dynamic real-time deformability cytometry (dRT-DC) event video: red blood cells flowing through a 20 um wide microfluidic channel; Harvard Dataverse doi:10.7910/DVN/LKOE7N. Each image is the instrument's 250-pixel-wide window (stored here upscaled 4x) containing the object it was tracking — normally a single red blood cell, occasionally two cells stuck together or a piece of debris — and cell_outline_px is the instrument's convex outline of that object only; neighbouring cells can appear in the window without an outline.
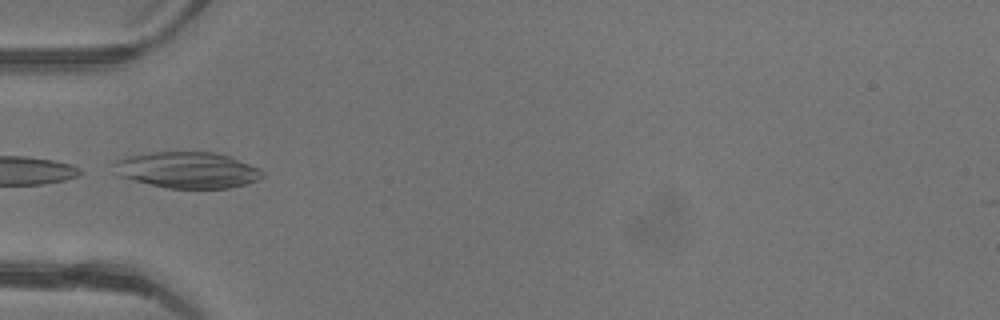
{"species": "common noctule bat (a hibernating species)", "species_latin": "Nyctalus noctula", "temperature_condition": "warm", "stored_images_in_passage": 5, "camera_frame_rate_fps": 3000, "um_per_image_px": 0.085, "animal": {"sex": "female"}, "frame": {"image": 1, "passage_image": 4, "time_ms": 1.0, "image_size_px": [1000, 320], "cell_outline_px": [[264, 176], [256, 180], [244, 184], [228, 188], [168, 188], [116, 176], [108, 164], [116, 160], [132, 156], [152, 152], [212, 152], [228, 156], [260, 168], [264, 172]], "centroid_in_image_um": [15.86, 14.45], "position_along_channel_um": 69.1, "area_um2": 31.33}}
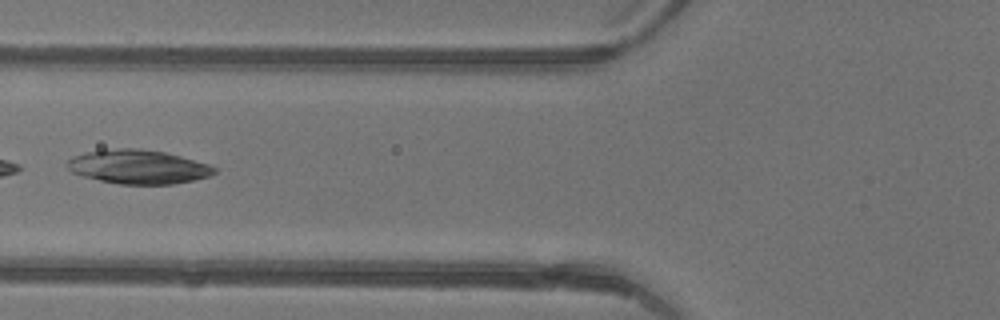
{"frame": {"image": 2, "passage_image": 5, "time_ms": 1.333, "image_size_px": [1000, 320], "cell_outline_px": [[216, 172], [208, 176], [192, 180], [172, 184], [120, 184], [100, 180], [84, 176], [72, 172], [64, 164], [72, 156], [84, 152], [116, 148], [136, 148], [164, 152], [180, 156], [208, 164], [216, 168]], "centroid_in_image_um": [11.7, 14.17], "position_along_channel_um": 114.1, "area_um2": 28.96}}